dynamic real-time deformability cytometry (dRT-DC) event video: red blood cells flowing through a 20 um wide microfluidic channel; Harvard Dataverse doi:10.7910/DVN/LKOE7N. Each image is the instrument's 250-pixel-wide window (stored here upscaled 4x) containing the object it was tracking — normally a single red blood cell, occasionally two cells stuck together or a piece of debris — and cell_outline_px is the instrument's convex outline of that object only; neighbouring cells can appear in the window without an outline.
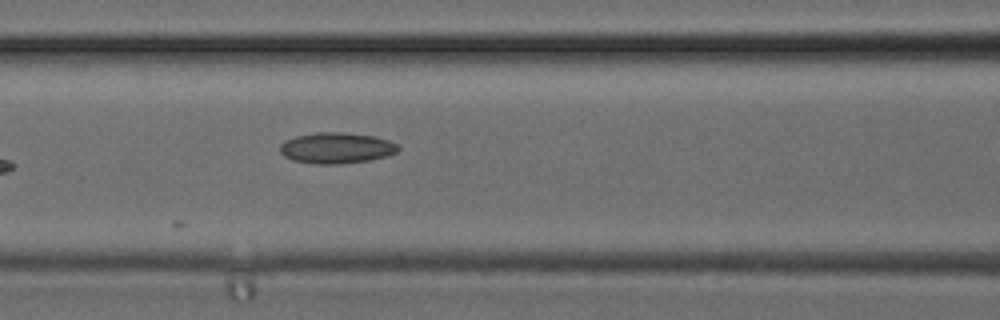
{"species": "common noctule bat (a hibernating species)", "species_latin": "Nyctalus noctula", "temperature_condition": "cold", "stored_images_in_passage": 5, "camera_frame_rate_fps": 3000, "um_per_image_px": 0.085, "animal": {"sex": "female", "body_mass_g": 24.6, "forearm_length_mm": 56.2}, "frame": {"image": 1, "passage_image": 4, "time_ms": 1.0, "image_size_px": [1000, 320], "cell_outline_px": [[400, 148], [396, 152], [388, 156], [368, 160], [340, 164], [316, 164], [292, 160], [284, 156], [280, 152], [280, 144], [284, 140], [296, 136], [316, 132], [344, 132], [372, 136], [388, 140], [396, 144]], "centroid_in_image_um": [28.57, 12.58], "position_along_channel_um": 138.0, "area_um2": 21.33}}